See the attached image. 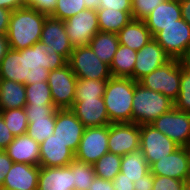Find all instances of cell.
I'll list each match as a JSON object with an SVG mask.
<instances>
[{
    "label": "cell",
    "mask_w": 190,
    "mask_h": 190,
    "mask_svg": "<svg viewBox=\"0 0 190 190\" xmlns=\"http://www.w3.org/2000/svg\"><path fill=\"white\" fill-rule=\"evenodd\" d=\"M109 125L101 127H86L80 140L75 159L88 164H94L108 150Z\"/></svg>",
    "instance_id": "11"
},
{
    "label": "cell",
    "mask_w": 190,
    "mask_h": 190,
    "mask_svg": "<svg viewBox=\"0 0 190 190\" xmlns=\"http://www.w3.org/2000/svg\"><path fill=\"white\" fill-rule=\"evenodd\" d=\"M4 151L13 162L39 166L40 144L26 133L16 136Z\"/></svg>",
    "instance_id": "22"
},
{
    "label": "cell",
    "mask_w": 190,
    "mask_h": 190,
    "mask_svg": "<svg viewBox=\"0 0 190 190\" xmlns=\"http://www.w3.org/2000/svg\"><path fill=\"white\" fill-rule=\"evenodd\" d=\"M153 38L171 59L183 61L190 49V25L181 18L176 23L164 27Z\"/></svg>",
    "instance_id": "7"
},
{
    "label": "cell",
    "mask_w": 190,
    "mask_h": 190,
    "mask_svg": "<svg viewBox=\"0 0 190 190\" xmlns=\"http://www.w3.org/2000/svg\"><path fill=\"white\" fill-rule=\"evenodd\" d=\"M131 0H101L100 8L119 10V11H132Z\"/></svg>",
    "instance_id": "42"
},
{
    "label": "cell",
    "mask_w": 190,
    "mask_h": 190,
    "mask_svg": "<svg viewBox=\"0 0 190 190\" xmlns=\"http://www.w3.org/2000/svg\"><path fill=\"white\" fill-rule=\"evenodd\" d=\"M182 18L181 7L178 0H165L144 19V22L154 36L166 26L176 23Z\"/></svg>",
    "instance_id": "21"
},
{
    "label": "cell",
    "mask_w": 190,
    "mask_h": 190,
    "mask_svg": "<svg viewBox=\"0 0 190 190\" xmlns=\"http://www.w3.org/2000/svg\"><path fill=\"white\" fill-rule=\"evenodd\" d=\"M137 82L131 78L111 77L103 95L110 123L132 122V100Z\"/></svg>",
    "instance_id": "3"
},
{
    "label": "cell",
    "mask_w": 190,
    "mask_h": 190,
    "mask_svg": "<svg viewBox=\"0 0 190 190\" xmlns=\"http://www.w3.org/2000/svg\"><path fill=\"white\" fill-rule=\"evenodd\" d=\"M40 42L48 45L69 60L74 49L66 34L63 20L47 16L41 32Z\"/></svg>",
    "instance_id": "18"
},
{
    "label": "cell",
    "mask_w": 190,
    "mask_h": 190,
    "mask_svg": "<svg viewBox=\"0 0 190 190\" xmlns=\"http://www.w3.org/2000/svg\"><path fill=\"white\" fill-rule=\"evenodd\" d=\"M14 138L15 136L7 128L4 119L0 115V150H5Z\"/></svg>",
    "instance_id": "43"
},
{
    "label": "cell",
    "mask_w": 190,
    "mask_h": 190,
    "mask_svg": "<svg viewBox=\"0 0 190 190\" xmlns=\"http://www.w3.org/2000/svg\"><path fill=\"white\" fill-rule=\"evenodd\" d=\"M140 149V125L133 122L109 125L108 150L124 156Z\"/></svg>",
    "instance_id": "13"
},
{
    "label": "cell",
    "mask_w": 190,
    "mask_h": 190,
    "mask_svg": "<svg viewBox=\"0 0 190 190\" xmlns=\"http://www.w3.org/2000/svg\"><path fill=\"white\" fill-rule=\"evenodd\" d=\"M37 190H73L71 163L63 167H41Z\"/></svg>",
    "instance_id": "23"
},
{
    "label": "cell",
    "mask_w": 190,
    "mask_h": 190,
    "mask_svg": "<svg viewBox=\"0 0 190 190\" xmlns=\"http://www.w3.org/2000/svg\"><path fill=\"white\" fill-rule=\"evenodd\" d=\"M24 110L27 118H46L56 117L57 108L55 106L25 105Z\"/></svg>",
    "instance_id": "41"
},
{
    "label": "cell",
    "mask_w": 190,
    "mask_h": 190,
    "mask_svg": "<svg viewBox=\"0 0 190 190\" xmlns=\"http://www.w3.org/2000/svg\"><path fill=\"white\" fill-rule=\"evenodd\" d=\"M84 10H86L84 0H57L51 17L64 21Z\"/></svg>",
    "instance_id": "38"
},
{
    "label": "cell",
    "mask_w": 190,
    "mask_h": 190,
    "mask_svg": "<svg viewBox=\"0 0 190 190\" xmlns=\"http://www.w3.org/2000/svg\"><path fill=\"white\" fill-rule=\"evenodd\" d=\"M183 62L185 65L190 67V49H189L187 56L183 59Z\"/></svg>",
    "instance_id": "55"
},
{
    "label": "cell",
    "mask_w": 190,
    "mask_h": 190,
    "mask_svg": "<svg viewBox=\"0 0 190 190\" xmlns=\"http://www.w3.org/2000/svg\"><path fill=\"white\" fill-rule=\"evenodd\" d=\"M0 115L4 119L7 128L15 137L26 133L28 121L24 108L0 110Z\"/></svg>",
    "instance_id": "35"
},
{
    "label": "cell",
    "mask_w": 190,
    "mask_h": 190,
    "mask_svg": "<svg viewBox=\"0 0 190 190\" xmlns=\"http://www.w3.org/2000/svg\"><path fill=\"white\" fill-rule=\"evenodd\" d=\"M23 7L20 0H0V8L15 10L17 8Z\"/></svg>",
    "instance_id": "52"
},
{
    "label": "cell",
    "mask_w": 190,
    "mask_h": 190,
    "mask_svg": "<svg viewBox=\"0 0 190 190\" xmlns=\"http://www.w3.org/2000/svg\"><path fill=\"white\" fill-rule=\"evenodd\" d=\"M137 51L120 44L112 63L110 71L112 77H123L133 79V71L136 62Z\"/></svg>",
    "instance_id": "27"
},
{
    "label": "cell",
    "mask_w": 190,
    "mask_h": 190,
    "mask_svg": "<svg viewBox=\"0 0 190 190\" xmlns=\"http://www.w3.org/2000/svg\"><path fill=\"white\" fill-rule=\"evenodd\" d=\"M108 79H78L74 99L103 98Z\"/></svg>",
    "instance_id": "33"
},
{
    "label": "cell",
    "mask_w": 190,
    "mask_h": 190,
    "mask_svg": "<svg viewBox=\"0 0 190 190\" xmlns=\"http://www.w3.org/2000/svg\"><path fill=\"white\" fill-rule=\"evenodd\" d=\"M68 64L78 79H109L112 77L110 65L101 61L89 45L75 47Z\"/></svg>",
    "instance_id": "6"
},
{
    "label": "cell",
    "mask_w": 190,
    "mask_h": 190,
    "mask_svg": "<svg viewBox=\"0 0 190 190\" xmlns=\"http://www.w3.org/2000/svg\"><path fill=\"white\" fill-rule=\"evenodd\" d=\"M174 102L160 92L143 87L138 82L132 100V122L138 125L151 124L162 114L170 111Z\"/></svg>",
    "instance_id": "4"
},
{
    "label": "cell",
    "mask_w": 190,
    "mask_h": 190,
    "mask_svg": "<svg viewBox=\"0 0 190 190\" xmlns=\"http://www.w3.org/2000/svg\"><path fill=\"white\" fill-rule=\"evenodd\" d=\"M25 105V85L16 81L0 79V110L24 108Z\"/></svg>",
    "instance_id": "25"
},
{
    "label": "cell",
    "mask_w": 190,
    "mask_h": 190,
    "mask_svg": "<svg viewBox=\"0 0 190 190\" xmlns=\"http://www.w3.org/2000/svg\"><path fill=\"white\" fill-rule=\"evenodd\" d=\"M40 65L39 42L19 51L10 49L0 63V79L24 85L48 81L50 71Z\"/></svg>",
    "instance_id": "1"
},
{
    "label": "cell",
    "mask_w": 190,
    "mask_h": 190,
    "mask_svg": "<svg viewBox=\"0 0 190 190\" xmlns=\"http://www.w3.org/2000/svg\"><path fill=\"white\" fill-rule=\"evenodd\" d=\"M85 126L71 109H57L53 134L75 154Z\"/></svg>",
    "instance_id": "15"
},
{
    "label": "cell",
    "mask_w": 190,
    "mask_h": 190,
    "mask_svg": "<svg viewBox=\"0 0 190 190\" xmlns=\"http://www.w3.org/2000/svg\"><path fill=\"white\" fill-rule=\"evenodd\" d=\"M171 60L170 56L153 38L137 51L133 80L138 82L160 66Z\"/></svg>",
    "instance_id": "16"
},
{
    "label": "cell",
    "mask_w": 190,
    "mask_h": 190,
    "mask_svg": "<svg viewBox=\"0 0 190 190\" xmlns=\"http://www.w3.org/2000/svg\"><path fill=\"white\" fill-rule=\"evenodd\" d=\"M57 0H42V1H36L31 8L36 9L37 11L47 15L51 16L55 10Z\"/></svg>",
    "instance_id": "45"
},
{
    "label": "cell",
    "mask_w": 190,
    "mask_h": 190,
    "mask_svg": "<svg viewBox=\"0 0 190 190\" xmlns=\"http://www.w3.org/2000/svg\"><path fill=\"white\" fill-rule=\"evenodd\" d=\"M28 129L26 134L41 144L55 129V117L27 118Z\"/></svg>",
    "instance_id": "34"
},
{
    "label": "cell",
    "mask_w": 190,
    "mask_h": 190,
    "mask_svg": "<svg viewBox=\"0 0 190 190\" xmlns=\"http://www.w3.org/2000/svg\"><path fill=\"white\" fill-rule=\"evenodd\" d=\"M46 17L31 7L13 10L7 32L10 49L19 51L38 43Z\"/></svg>",
    "instance_id": "2"
},
{
    "label": "cell",
    "mask_w": 190,
    "mask_h": 190,
    "mask_svg": "<svg viewBox=\"0 0 190 190\" xmlns=\"http://www.w3.org/2000/svg\"><path fill=\"white\" fill-rule=\"evenodd\" d=\"M66 34L71 45L75 47L89 45L90 40L100 31L96 10L80 11L67 20H64Z\"/></svg>",
    "instance_id": "12"
},
{
    "label": "cell",
    "mask_w": 190,
    "mask_h": 190,
    "mask_svg": "<svg viewBox=\"0 0 190 190\" xmlns=\"http://www.w3.org/2000/svg\"><path fill=\"white\" fill-rule=\"evenodd\" d=\"M149 171L150 167L140 149L122 156L120 172L133 182L139 181Z\"/></svg>",
    "instance_id": "29"
},
{
    "label": "cell",
    "mask_w": 190,
    "mask_h": 190,
    "mask_svg": "<svg viewBox=\"0 0 190 190\" xmlns=\"http://www.w3.org/2000/svg\"><path fill=\"white\" fill-rule=\"evenodd\" d=\"M180 146L151 124L140 125V150L149 167L159 159L170 155Z\"/></svg>",
    "instance_id": "9"
},
{
    "label": "cell",
    "mask_w": 190,
    "mask_h": 190,
    "mask_svg": "<svg viewBox=\"0 0 190 190\" xmlns=\"http://www.w3.org/2000/svg\"><path fill=\"white\" fill-rule=\"evenodd\" d=\"M186 181L173 179L168 176L153 175L152 190H182Z\"/></svg>",
    "instance_id": "40"
},
{
    "label": "cell",
    "mask_w": 190,
    "mask_h": 190,
    "mask_svg": "<svg viewBox=\"0 0 190 190\" xmlns=\"http://www.w3.org/2000/svg\"><path fill=\"white\" fill-rule=\"evenodd\" d=\"M40 66L51 71L68 64V60L46 44L39 41Z\"/></svg>",
    "instance_id": "37"
},
{
    "label": "cell",
    "mask_w": 190,
    "mask_h": 190,
    "mask_svg": "<svg viewBox=\"0 0 190 190\" xmlns=\"http://www.w3.org/2000/svg\"><path fill=\"white\" fill-rule=\"evenodd\" d=\"M190 147H179L170 155L154 162L150 166L153 175L168 176L188 183Z\"/></svg>",
    "instance_id": "14"
},
{
    "label": "cell",
    "mask_w": 190,
    "mask_h": 190,
    "mask_svg": "<svg viewBox=\"0 0 190 190\" xmlns=\"http://www.w3.org/2000/svg\"><path fill=\"white\" fill-rule=\"evenodd\" d=\"M134 188L139 190H152L153 188V174L149 171L140 180L134 182Z\"/></svg>",
    "instance_id": "47"
},
{
    "label": "cell",
    "mask_w": 190,
    "mask_h": 190,
    "mask_svg": "<svg viewBox=\"0 0 190 190\" xmlns=\"http://www.w3.org/2000/svg\"><path fill=\"white\" fill-rule=\"evenodd\" d=\"M86 9L99 10L101 0H84Z\"/></svg>",
    "instance_id": "53"
},
{
    "label": "cell",
    "mask_w": 190,
    "mask_h": 190,
    "mask_svg": "<svg viewBox=\"0 0 190 190\" xmlns=\"http://www.w3.org/2000/svg\"><path fill=\"white\" fill-rule=\"evenodd\" d=\"M74 159L75 154L54 134L40 144L41 167L68 166Z\"/></svg>",
    "instance_id": "20"
},
{
    "label": "cell",
    "mask_w": 190,
    "mask_h": 190,
    "mask_svg": "<svg viewBox=\"0 0 190 190\" xmlns=\"http://www.w3.org/2000/svg\"><path fill=\"white\" fill-rule=\"evenodd\" d=\"M100 31L118 33L132 18V11L100 8L97 10Z\"/></svg>",
    "instance_id": "28"
},
{
    "label": "cell",
    "mask_w": 190,
    "mask_h": 190,
    "mask_svg": "<svg viewBox=\"0 0 190 190\" xmlns=\"http://www.w3.org/2000/svg\"><path fill=\"white\" fill-rule=\"evenodd\" d=\"M88 190H114L112 181L95 177Z\"/></svg>",
    "instance_id": "49"
},
{
    "label": "cell",
    "mask_w": 190,
    "mask_h": 190,
    "mask_svg": "<svg viewBox=\"0 0 190 190\" xmlns=\"http://www.w3.org/2000/svg\"><path fill=\"white\" fill-rule=\"evenodd\" d=\"M122 156L107 152L93 164L95 176L104 180L113 181L120 173Z\"/></svg>",
    "instance_id": "30"
},
{
    "label": "cell",
    "mask_w": 190,
    "mask_h": 190,
    "mask_svg": "<svg viewBox=\"0 0 190 190\" xmlns=\"http://www.w3.org/2000/svg\"><path fill=\"white\" fill-rule=\"evenodd\" d=\"M12 11L0 8V35H7Z\"/></svg>",
    "instance_id": "48"
},
{
    "label": "cell",
    "mask_w": 190,
    "mask_h": 190,
    "mask_svg": "<svg viewBox=\"0 0 190 190\" xmlns=\"http://www.w3.org/2000/svg\"><path fill=\"white\" fill-rule=\"evenodd\" d=\"M71 110L85 127L110 125L104 99H74Z\"/></svg>",
    "instance_id": "17"
},
{
    "label": "cell",
    "mask_w": 190,
    "mask_h": 190,
    "mask_svg": "<svg viewBox=\"0 0 190 190\" xmlns=\"http://www.w3.org/2000/svg\"><path fill=\"white\" fill-rule=\"evenodd\" d=\"M180 147H190V113L173 107L151 123Z\"/></svg>",
    "instance_id": "10"
},
{
    "label": "cell",
    "mask_w": 190,
    "mask_h": 190,
    "mask_svg": "<svg viewBox=\"0 0 190 190\" xmlns=\"http://www.w3.org/2000/svg\"><path fill=\"white\" fill-rule=\"evenodd\" d=\"M26 105L54 106L51 90L47 81L25 85Z\"/></svg>",
    "instance_id": "31"
},
{
    "label": "cell",
    "mask_w": 190,
    "mask_h": 190,
    "mask_svg": "<svg viewBox=\"0 0 190 190\" xmlns=\"http://www.w3.org/2000/svg\"><path fill=\"white\" fill-rule=\"evenodd\" d=\"M180 78L181 60L171 59L141 78L138 83L147 89L162 93L175 102L180 92Z\"/></svg>",
    "instance_id": "5"
},
{
    "label": "cell",
    "mask_w": 190,
    "mask_h": 190,
    "mask_svg": "<svg viewBox=\"0 0 190 190\" xmlns=\"http://www.w3.org/2000/svg\"><path fill=\"white\" fill-rule=\"evenodd\" d=\"M78 78L69 64L49 72L48 85L51 90L53 104L57 109H71L75 97Z\"/></svg>",
    "instance_id": "8"
},
{
    "label": "cell",
    "mask_w": 190,
    "mask_h": 190,
    "mask_svg": "<svg viewBox=\"0 0 190 190\" xmlns=\"http://www.w3.org/2000/svg\"><path fill=\"white\" fill-rule=\"evenodd\" d=\"M112 185L114 190H135L134 182L126 178L125 174L121 172L116 175Z\"/></svg>",
    "instance_id": "44"
},
{
    "label": "cell",
    "mask_w": 190,
    "mask_h": 190,
    "mask_svg": "<svg viewBox=\"0 0 190 190\" xmlns=\"http://www.w3.org/2000/svg\"><path fill=\"white\" fill-rule=\"evenodd\" d=\"M119 45L117 33L103 31L97 32L89 42L95 55L108 65L112 63Z\"/></svg>",
    "instance_id": "26"
},
{
    "label": "cell",
    "mask_w": 190,
    "mask_h": 190,
    "mask_svg": "<svg viewBox=\"0 0 190 190\" xmlns=\"http://www.w3.org/2000/svg\"><path fill=\"white\" fill-rule=\"evenodd\" d=\"M71 170L73 190H88L96 177L93 165L74 159L71 162Z\"/></svg>",
    "instance_id": "32"
},
{
    "label": "cell",
    "mask_w": 190,
    "mask_h": 190,
    "mask_svg": "<svg viewBox=\"0 0 190 190\" xmlns=\"http://www.w3.org/2000/svg\"><path fill=\"white\" fill-rule=\"evenodd\" d=\"M36 1H42V0H20L21 5L23 7H31Z\"/></svg>",
    "instance_id": "54"
},
{
    "label": "cell",
    "mask_w": 190,
    "mask_h": 190,
    "mask_svg": "<svg viewBox=\"0 0 190 190\" xmlns=\"http://www.w3.org/2000/svg\"><path fill=\"white\" fill-rule=\"evenodd\" d=\"M174 107L180 111L190 113V67L181 60L180 92Z\"/></svg>",
    "instance_id": "36"
},
{
    "label": "cell",
    "mask_w": 190,
    "mask_h": 190,
    "mask_svg": "<svg viewBox=\"0 0 190 190\" xmlns=\"http://www.w3.org/2000/svg\"><path fill=\"white\" fill-rule=\"evenodd\" d=\"M132 18L134 20H144L157 5L165 0H131Z\"/></svg>",
    "instance_id": "39"
},
{
    "label": "cell",
    "mask_w": 190,
    "mask_h": 190,
    "mask_svg": "<svg viewBox=\"0 0 190 190\" xmlns=\"http://www.w3.org/2000/svg\"><path fill=\"white\" fill-rule=\"evenodd\" d=\"M188 183H190V163H189V178H188Z\"/></svg>",
    "instance_id": "57"
},
{
    "label": "cell",
    "mask_w": 190,
    "mask_h": 190,
    "mask_svg": "<svg viewBox=\"0 0 190 190\" xmlns=\"http://www.w3.org/2000/svg\"><path fill=\"white\" fill-rule=\"evenodd\" d=\"M118 41L135 51H139L144 47L153 36L147 28L144 20L132 19L118 33Z\"/></svg>",
    "instance_id": "24"
},
{
    "label": "cell",
    "mask_w": 190,
    "mask_h": 190,
    "mask_svg": "<svg viewBox=\"0 0 190 190\" xmlns=\"http://www.w3.org/2000/svg\"><path fill=\"white\" fill-rule=\"evenodd\" d=\"M10 50V45L7 35H0V63Z\"/></svg>",
    "instance_id": "51"
},
{
    "label": "cell",
    "mask_w": 190,
    "mask_h": 190,
    "mask_svg": "<svg viewBox=\"0 0 190 190\" xmlns=\"http://www.w3.org/2000/svg\"><path fill=\"white\" fill-rule=\"evenodd\" d=\"M182 18L190 25V0H180Z\"/></svg>",
    "instance_id": "50"
},
{
    "label": "cell",
    "mask_w": 190,
    "mask_h": 190,
    "mask_svg": "<svg viewBox=\"0 0 190 190\" xmlns=\"http://www.w3.org/2000/svg\"><path fill=\"white\" fill-rule=\"evenodd\" d=\"M182 190H190V183H186Z\"/></svg>",
    "instance_id": "56"
},
{
    "label": "cell",
    "mask_w": 190,
    "mask_h": 190,
    "mask_svg": "<svg viewBox=\"0 0 190 190\" xmlns=\"http://www.w3.org/2000/svg\"><path fill=\"white\" fill-rule=\"evenodd\" d=\"M13 161L4 150H0V187L3 185L5 177L10 170Z\"/></svg>",
    "instance_id": "46"
},
{
    "label": "cell",
    "mask_w": 190,
    "mask_h": 190,
    "mask_svg": "<svg viewBox=\"0 0 190 190\" xmlns=\"http://www.w3.org/2000/svg\"><path fill=\"white\" fill-rule=\"evenodd\" d=\"M40 166L13 162L0 190H37Z\"/></svg>",
    "instance_id": "19"
}]
</instances>
